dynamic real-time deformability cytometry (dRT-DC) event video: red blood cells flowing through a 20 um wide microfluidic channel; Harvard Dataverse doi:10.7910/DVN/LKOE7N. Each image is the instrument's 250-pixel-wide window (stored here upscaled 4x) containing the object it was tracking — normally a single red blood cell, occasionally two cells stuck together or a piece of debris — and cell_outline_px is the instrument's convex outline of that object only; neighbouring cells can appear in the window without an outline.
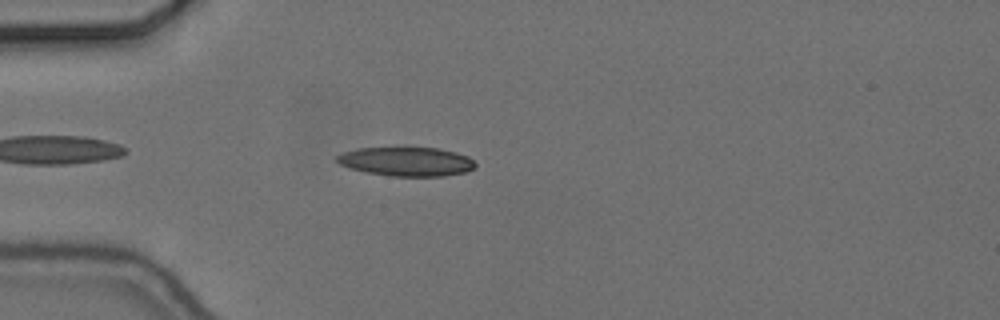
{"species": "common noctule bat (a hibernating species)", "species_latin": "Nyctalus noctula", "temperature_condition": "cold", "stored_images_in_passage": 37, "camera_frame_rate_fps": 3000, "um_per_image_px": 0.085, "animal": {"sex": "female", "body_mass_g": 24.6, "forearm_length_mm": 56.2}, "frame": {"image": 1, "passage_image": 4, "time_ms": 1.0, "image_size_px": [1000, 320], "cell_outline_px": [[476, 164], [472, 168], [464, 172], [444, 176], [392, 176], [368, 172], [348, 168], [340, 164], [336, 160], [336, 156], [344, 152], [356, 148], [404, 144], [440, 148], [456, 152], [468, 156]], "centroid_in_image_um": [34.51, 13.66], "position_along_channel_um": 50.5, "area_um2": 24.45}}
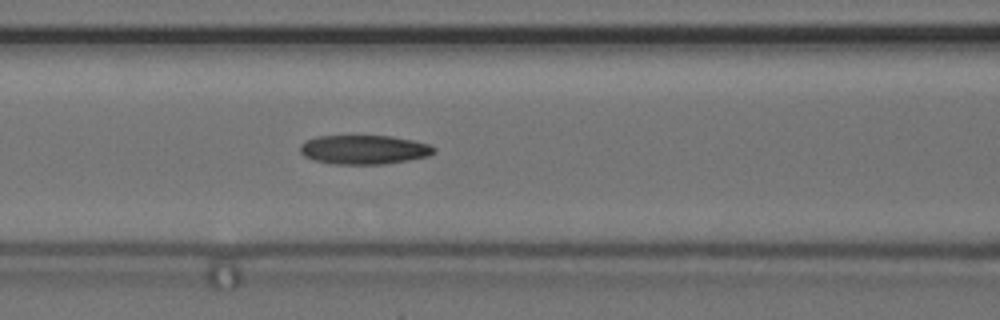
{"frame": {"image": 2, "passage_image": 12, "time_ms": 3.667, "image_size_px": [1000, 320], "cell_outline_px": [[436, 152], [428, 156], [408, 160], [384, 164], [332, 164], [312, 160], [304, 156], [300, 152], [300, 144], [316, 136], [392, 136], [412, 140], [428, 144], [436, 148]], "centroid_in_image_um": [30.93, 12.72], "position_along_channel_um": 135.7, "area_um2": 22.77}}
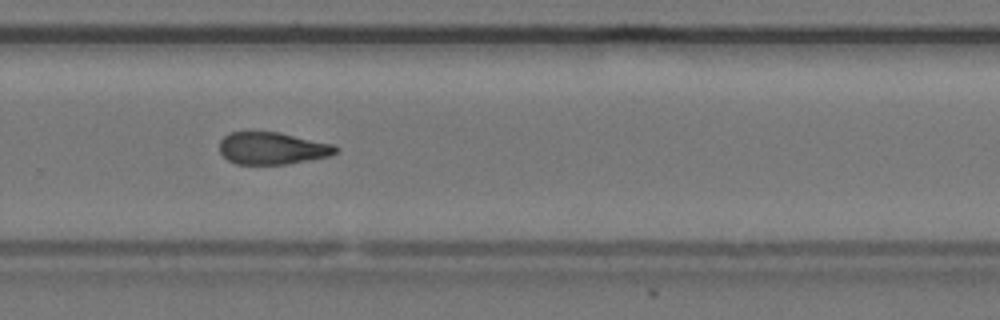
{"frame": {"image": 3, "passage_image": 26, "time_ms": 8.333, "image_size_px": [1000, 320], "cell_outline_px": [[340, 148], [336, 152], [328, 156], [288, 164], [236, 164], [228, 160], [220, 152], [220, 140], [228, 132], [280, 132], [332, 144]], "centroid_in_image_um": [23.13, 12.6], "position_along_channel_um": 306.7, "area_um2": 21.73}, "authors_computed_cell_mechanics": {"area_um2": 22.7732, "velocity_mm_per_s": 3.6844, "shape_relaxation_time_tau1_ms": 9.629, "shape_relaxation_time_tau2_ms": 4.8434, "deformation_change_tau1": 0.1966, "deformation_change_tau2": 0.1369}}